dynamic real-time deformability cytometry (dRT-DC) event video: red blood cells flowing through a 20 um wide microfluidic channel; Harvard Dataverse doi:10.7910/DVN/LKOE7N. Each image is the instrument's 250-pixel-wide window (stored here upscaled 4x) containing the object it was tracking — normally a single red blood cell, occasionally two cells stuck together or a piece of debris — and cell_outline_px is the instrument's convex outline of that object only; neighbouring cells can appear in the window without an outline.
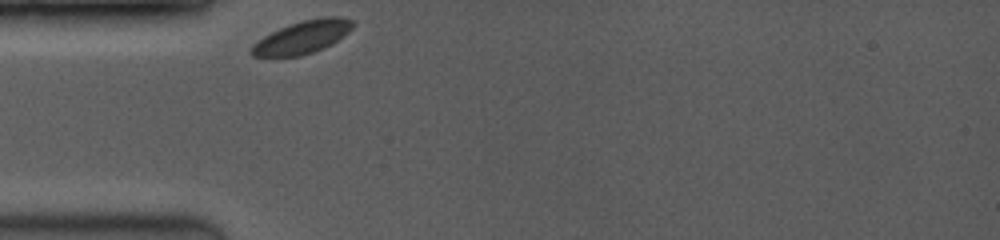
{"species": "common noctule bat (a hibernating species)", "species_latin": "Nyctalus noctula", "temperature_condition": "room temperature", "stored_images_in_passage": 11, "camera_frame_rate_fps": 3500, "um_per_image_px": 0.085, "animal": {"sex": "female", "body_mass_g": 19.0, "forearm_length_mm": 53.3}, "frame": {"image": 1, "passage_image": 1, "time_ms": 0.0, "image_size_px": [1000, 240], "cell_outline_px": [[356, 24], [348, 32], [332, 44], [324, 48], [300, 56], [272, 60], [252, 56], [248, 52], [252, 44], [264, 36], [288, 24], [320, 16], [340, 16], [356, 20]], "centroid_in_image_um": [25.66, 3.19], "position_along_channel_um": 59.3, "area_um2": 20.29}}
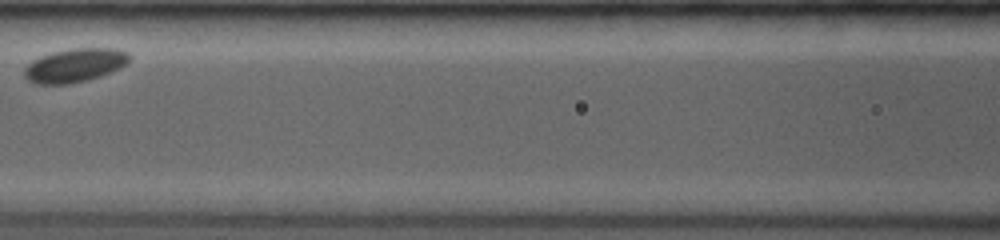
{"frame": {"image": 2, "passage_image": 7, "time_ms": 2.857, "image_size_px": [1000, 240], "cell_outline_px": [[132, 56], [128, 64], [120, 68], [100, 76], [88, 80], [68, 84], [36, 84], [28, 80], [24, 76], [24, 68], [32, 60], [40, 56], [52, 52], [72, 48], [116, 48], [128, 52]], "centroid_in_image_um": [6.38, 5.54], "position_along_channel_um": 160.2, "area_um2": 20.87}}
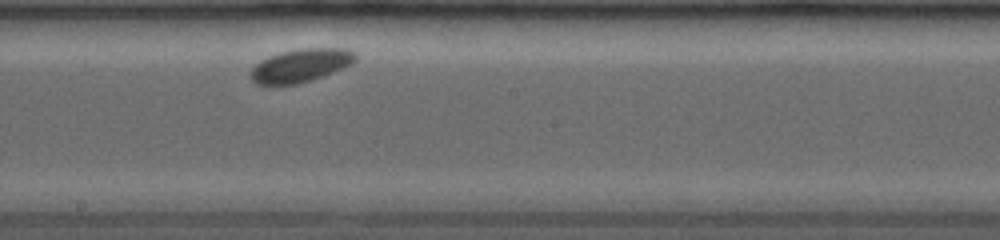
{"frame": {"image": 3, "passage_image": 11, "time_ms": 4.571, "image_size_px": [1000, 240], "cell_outline_px": [[356, 60], [352, 64], [324, 76], [296, 84], [256, 84], [248, 76], [248, 72], [260, 60], [268, 56], [280, 52], [296, 48], [344, 48], [356, 52]], "centroid_in_image_um": [25.54, 5.55], "position_along_channel_um": 222.7, "area_um2": 20.52}}